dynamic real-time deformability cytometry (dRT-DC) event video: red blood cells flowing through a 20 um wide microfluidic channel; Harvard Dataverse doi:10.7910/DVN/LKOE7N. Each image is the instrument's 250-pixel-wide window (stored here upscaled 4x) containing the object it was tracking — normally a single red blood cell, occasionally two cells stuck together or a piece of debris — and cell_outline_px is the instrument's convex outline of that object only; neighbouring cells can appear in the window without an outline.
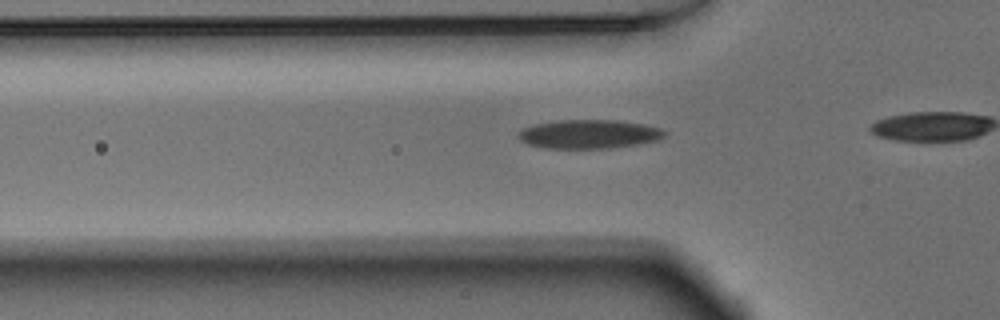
{"species": "Egyptian fruit bat (a non-hibernating species)", "species_latin": "Rousettus aegyptiacus", "temperature_condition": "warm", "stored_images_in_passage": 32, "camera_frame_rate_fps": 3000, "um_per_image_px": 0.085, "animal": {"sex": "male"}, "frame": {"image": 1, "passage_image": 8, "time_ms": 2.333, "image_size_px": [1000, 320], "cell_outline_px": [[668, 132], [660, 140], [640, 144], [612, 148], [544, 148], [528, 144], [520, 140], [516, 136], [524, 128], [536, 124], [556, 120], [616, 120], [644, 124], [660, 128]], "centroid_in_image_um": [50.1, 11.4], "position_along_channel_um": 75.7, "area_um2": 24.74}}
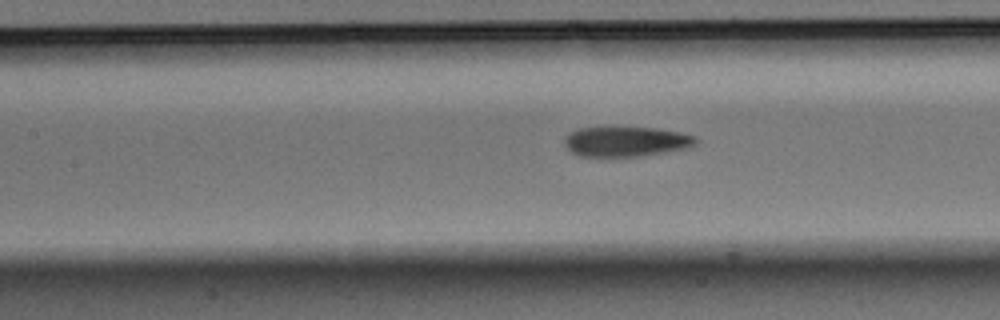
{"frame": {"image": 2, "passage_image": 14, "time_ms": 4.333, "image_size_px": [1000, 320], "cell_outline_px": [[700, 140], [696, 144], [688, 148], [640, 156], [580, 156], [572, 152], [564, 144], [564, 140], [568, 132], [580, 128], [656, 128], [680, 132], [696, 136]], "centroid_in_image_um": [53.25, 12.03], "position_along_channel_um": 154.2, "area_um2": 22.83}}
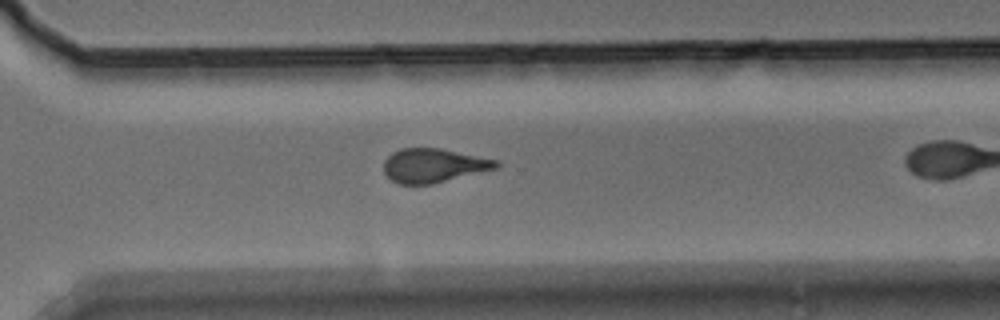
{"frame": {"image": 3, "passage_image": 28, "time_ms": 9.0, "image_size_px": [1000, 320], "cell_outline_px": [[500, 164], [496, 168], [432, 184], [400, 184], [392, 180], [384, 172], [384, 160], [392, 152], [400, 148], [440, 148], [500, 160]], "centroid_in_image_um": [36.85, 14.05], "position_along_channel_um": 333.7, "area_um2": 22.2}}